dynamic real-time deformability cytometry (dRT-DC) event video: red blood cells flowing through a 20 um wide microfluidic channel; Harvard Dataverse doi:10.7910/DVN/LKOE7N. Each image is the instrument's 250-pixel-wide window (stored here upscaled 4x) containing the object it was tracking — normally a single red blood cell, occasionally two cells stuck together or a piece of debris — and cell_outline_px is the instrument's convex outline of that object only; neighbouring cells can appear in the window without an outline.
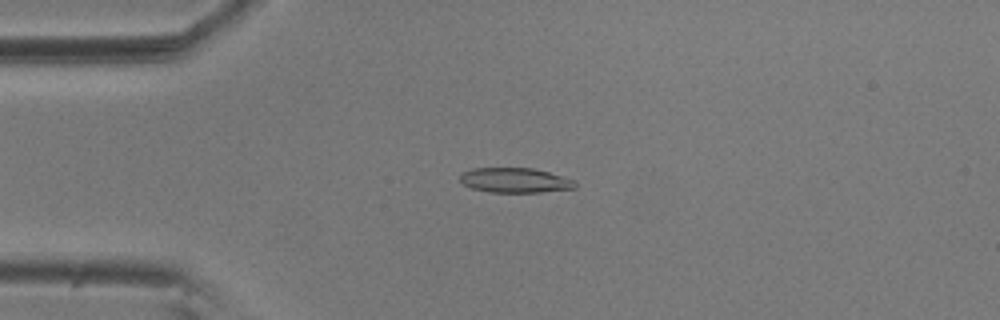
{"species": "common noctule bat (a hibernating species)", "species_latin": "Nyctalus noctula", "temperature_condition": "room temperature", "stored_images_in_passage": 32, "camera_frame_rate_fps": 3000, "um_per_image_px": 0.085, "animal": {"sex": "male", "body_mass_g": 20.5, "forearm_length_mm": 52.5}, "frame": {"image": 1, "passage_image": 6, "time_ms": 1.667, "image_size_px": [1000, 320], "cell_outline_px": [[576, 188], [540, 192], [488, 192], [472, 188], [464, 184], [460, 180], [460, 176], [464, 172], [472, 168], [532, 168], [548, 172], [576, 180]], "centroid_in_image_um": [43.8, 15.32], "position_along_channel_um": 41.2, "area_um2": 16.59}}
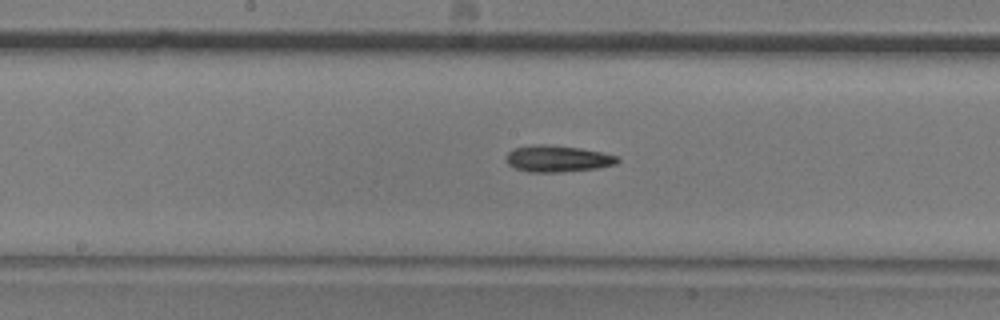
{"frame": {"image": 2, "passage_image": 21, "time_ms": 6.667, "image_size_px": [1000, 320], "cell_outline_px": [[620, 160], [616, 164], [596, 168], [560, 172], [528, 172], [516, 168], [508, 164], [508, 152], [516, 148], [536, 144], [544, 144], [580, 148], [620, 156]], "centroid_in_image_um": [47.44, 13.49], "position_along_channel_um": 200.8, "area_um2": 16.99}}
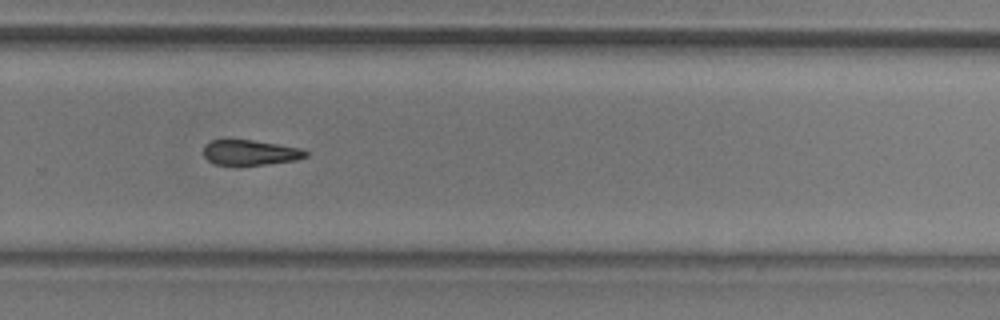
{"frame": {"image": 3, "passage_image": 30, "time_ms": 9.667, "image_size_px": [1000, 320], "cell_outline_px": [[308, 156], [296, 160], [264, 164], [216, 164], [208, 160], [204, 156], [204, 144], [212, 140], [252, 140], [300, 148], [308, 152]], "centroid_in_image_um": [21.27, 12.95], "position_along_channel_um": 308.5, "area_um2": 14.68}}